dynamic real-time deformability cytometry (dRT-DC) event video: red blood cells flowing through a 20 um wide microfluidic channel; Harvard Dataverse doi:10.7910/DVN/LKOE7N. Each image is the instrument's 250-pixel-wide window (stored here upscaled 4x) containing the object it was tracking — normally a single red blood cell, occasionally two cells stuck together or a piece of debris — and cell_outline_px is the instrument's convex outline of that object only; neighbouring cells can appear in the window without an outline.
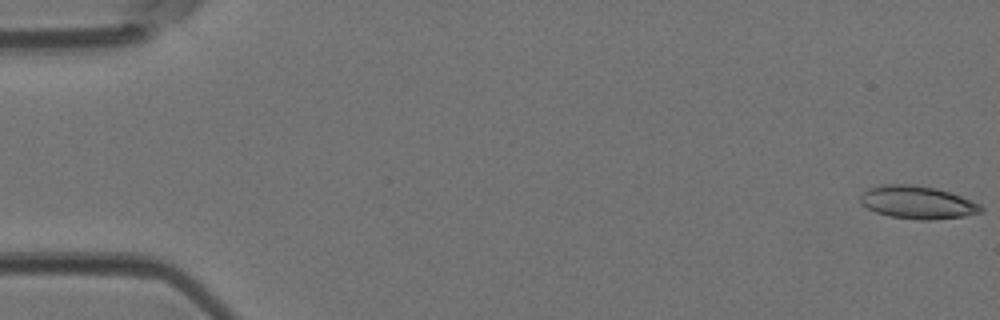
{"species": "Egyptian fruit bat (a non-hibernating species)", "species_latin": "Rousettus aegyptiacus", "temperature_condition": "room temperature", "stored_images_in_passage": 19, "camera_frame_rate_fps": 3000, "um_per_image_px": 0.085, "animal": {"sex": "female"}, "frame": {"image": 1, "passage_image": 1, "time_ms": 0.0, "image_size_px": [1000, 320], "cell_outline_px": [[984, 212], [964, 216], [928, 220], [920, 220], [888, 216], [876, 212], [860, 204], [860, 196], [868, 188], [884, 184], [912, 184], [936, 188], [960, 196], [980, 204], [984, 208]], "centroid_in_image_um": [77.98, 17.2], "position_along_channel_um": 7.0, "area_um2": 23.12}}
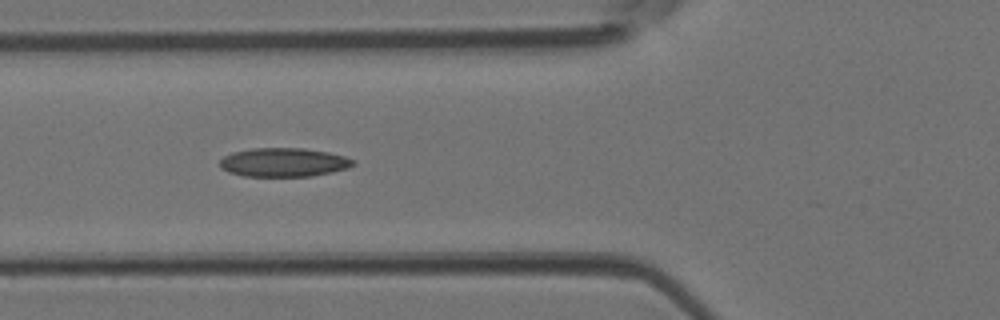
{"frame": {"image": 2, "passage_image": 16, "time_ms": 5.0, "image_size_px": [1000, 320], "cell_outline_px": [[356, 164], [348, 168], [332, 172], [312, 176], [244, 176], [228, 172], [220, 168], [220, 160], [224, 156], [232, 152], [252, 148], [304, 148], [328, 152], [344, 156], [356, 160]], "centroid_in_image_um": [24.12, 13.79], "position_along_channel_um": 101.7, "area_um2": 22.54}}
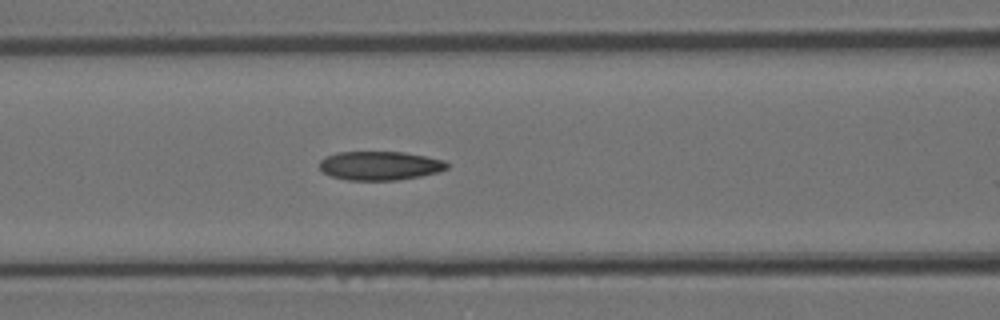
{"frame": {"image": 3, "passage_image": 18, "time_ms": 5.667, "image_size_px": [1000, 320], "cell_outline_px": [[448, 168], [436, 172], [420, 176], [396, 180], [348, 180], [332, 176], [324, 172], [320, 168], [320, 160], [324, 156], [336, 152], [404, 152], [444, 160], [448, 164]], "centroid_in_image_um": [32.26, 14.07], "position_along_channel_um": 134.3, "area_um2": 21.33}}